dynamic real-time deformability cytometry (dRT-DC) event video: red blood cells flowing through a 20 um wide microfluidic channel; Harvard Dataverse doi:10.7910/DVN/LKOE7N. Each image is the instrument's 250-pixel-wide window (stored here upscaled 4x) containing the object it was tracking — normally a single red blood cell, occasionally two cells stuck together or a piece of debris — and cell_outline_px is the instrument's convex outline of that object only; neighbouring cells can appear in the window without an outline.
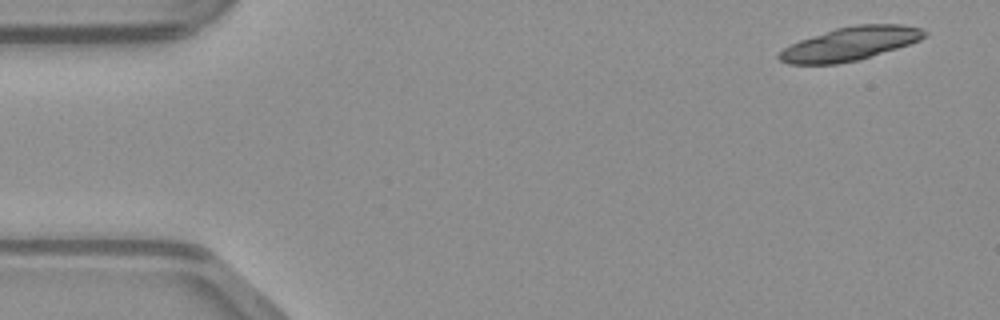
{"species": "common noctule bat (a hibernating species)", "species_latin": "Nyctalus noctula", "temperature_condition": "warm", "stored_images_in_passage": 47, "camera_frame_rate_fps": 3000, "um_per_image_px": 0.085, "animal": {"sex": "male", "body_mass_g": 23.1, "forearm_length_mm": 52.7}, "frame": {"image": 1, "passage_image": 1, "time_ms": 0.0, "image_size_px": [1000, 320], "cell_outline_px": [[928, 36], [920, 40], [860, 60], [836, 64], [788, 64], [780, 60], [776, 56], [784, 48], [800, 40], [836, 28], [856, 24], [900, 24], [920, 28], [928, 32]], "centroid_in_image_um": [72.28, 3.72], "position_along_channel_um": 12.7, "area_um2": 28.26}}
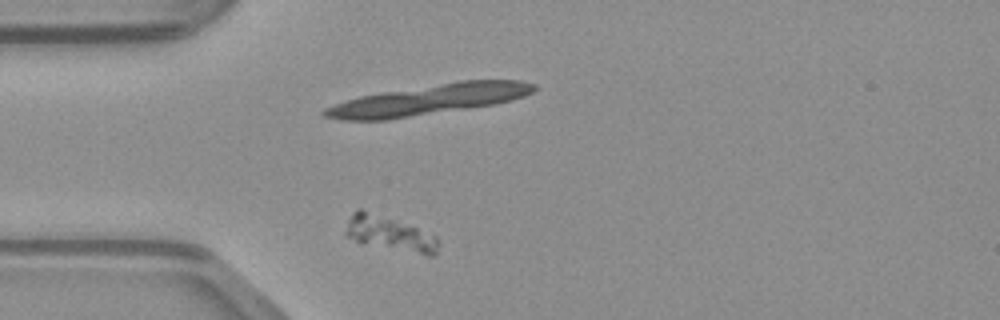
{"frame": {"image": 2, "passage_image": 11, "time_ms": 3.333, "image_size_px": [1000, 320], "cell_outline_px": [[440, 244], [436, 256], [428, 256], [356, 240], [344, 236], [344, 232], [348, 220], [352, 212], [356, 208], [360, 208], [416, 228], [436, 236], [440, 240]], "centroid_in_image_um": [33.14, 19.85], "position_along_channel_um": 51.9, "area_um2": 18.21}}
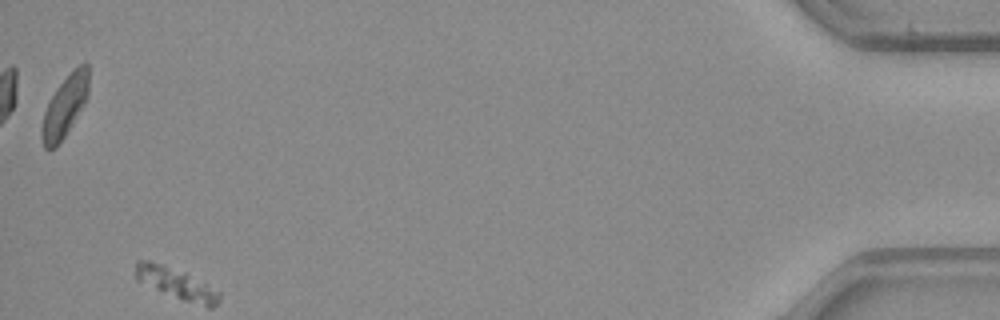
{"frame": {"image": 3, "passage_image": 47, "time_ms": 15.333, "image_size_px": [1000, 320], "cell_outline_px": [[88, 96], [84, 104], [72, 124], [56, 148], [44, 148], [40, 136], [40, 128], [44, 112], [56, 88], [84, 60], [88, 64]], "centroid_in_image_um": [5.49, 9.06], "position_along_channel_um": 429.7, "area_um2": 16.53}}